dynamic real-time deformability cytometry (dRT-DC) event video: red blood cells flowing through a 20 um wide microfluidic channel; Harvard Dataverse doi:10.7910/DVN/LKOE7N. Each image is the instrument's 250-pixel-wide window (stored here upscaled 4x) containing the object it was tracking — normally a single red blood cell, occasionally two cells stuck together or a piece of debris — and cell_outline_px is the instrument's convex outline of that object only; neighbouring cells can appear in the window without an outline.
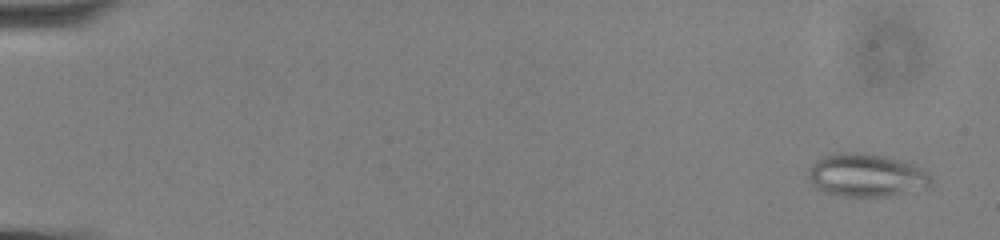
{"species": "common noctule bat (a hibernating species)", "species_latin": "Nyctalus noctula", "temperature_condition": "cold", "stored_images_in_passage": 58, "camera_frame_rate_fps": 3000, "um_per_image_px": 0.085, "animal": {"sex": "male", "body_mass_g": 13.0, "forearm_length_mm": 53.1}, "frame": {"image": 1, "passage_image": 3, "time_ms": 0.667, "image_size_px": [1000, 240], "cell_outline_px": [[932, 184], [928, 188], [888, 196], [840, 196], [824, 192], [816, 188], [812, 184], [808, 176], [808, 168], [816, 160], [824, 156], [840, 152], [856, 152], [884, 156], [912, 164], [928, 172], [932, 180]], "centroid_in_image_um": [73.63, 14.91], "position_along_channel_um": 11.4, "area_um2": 30.81}}
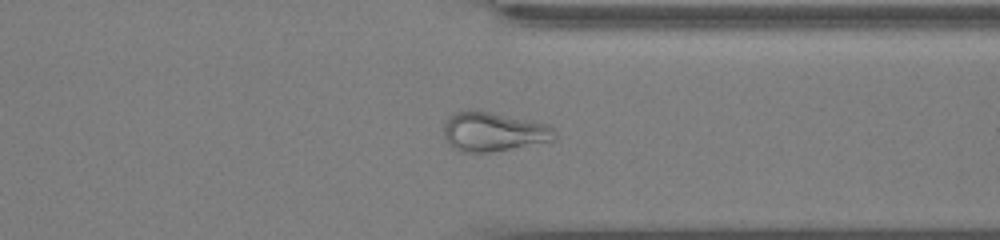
{"frame": {"image": 2, "passage_image": 46, "time_ms": 15.0, "image_size_px": [1000, 240], "cell_outline_px": [[556, 140], [488, 152], [460, 152], [452, 148], [444, 140], [444, 124], [448, 116], [456, 112], [488, 112], [548, 124], [556, 128]], "centroid_in_image_um": [41.94, 11.22], "position_along_channel_um": 369.5, "area_um2": 25.09}}
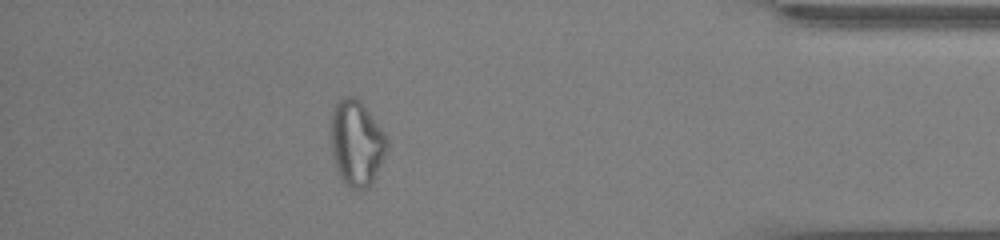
{"frame": {"image": 3, "passage_image": 52, "time_ms": 17.0, "image_size_px": [1000, 240], "cell_outline_px": [[388, 148], [376, 176], [372, 184], [368, 188], [348, 188], [340, 180], [336, 168], [332, 152], [332, 108], [344, 96], [352, 96], [360, 100], [380, 128], [388, 140]], "centroid_in_image_um": [30.31, 12.2], "position_along_channel_um": 404.9, "area_um2": 27.8}, "authors_computed_cell_mechanics": {"area_um2": 26.6747, "velocity_mm_per_s": 3.6076, "shape_relaxation_time_tau1_ms": null, "shape_relaxation_time_tau2_ms": 4.2903, "deformation_change_tau1": null, "deformation_change_tau2": 0.1188}}